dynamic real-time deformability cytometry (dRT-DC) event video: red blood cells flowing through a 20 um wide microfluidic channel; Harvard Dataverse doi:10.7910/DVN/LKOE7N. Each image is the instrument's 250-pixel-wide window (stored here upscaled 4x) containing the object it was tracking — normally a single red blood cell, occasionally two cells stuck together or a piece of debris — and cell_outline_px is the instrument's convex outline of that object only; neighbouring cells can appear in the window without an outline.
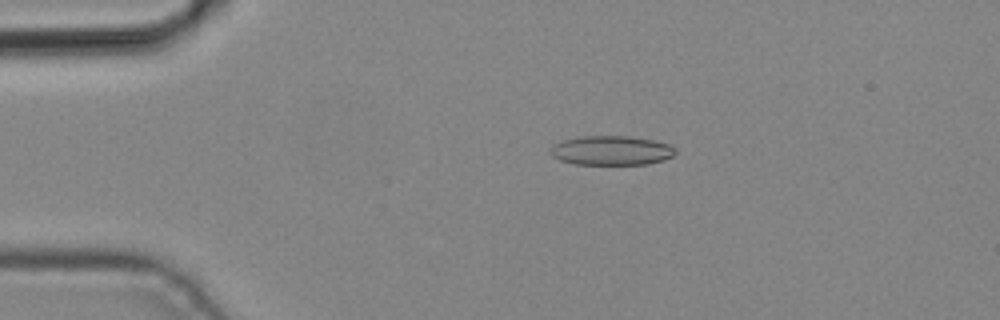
{"species": "common noctule bat (a hibernating species)", "species_latin": "Nyctalus noctula", "temperature_condition": "cold", "stored_images_in_passage": 4, "camera_frame_rate_fps": 3000, "um_per_image_px": 0.085, "animal": {"sex": "male", "body_mass_g": 19.2, "forearm_length_mm": 51.8}, "frame": {"image": 1, "passage_image": 3, "time_ms": 0.667, "image_size_px": [1000, 320], "cell_outline_px": [[676, 152], [672, 156], [664, 160], [648, 164], [572, 164], [560, 160], [552, 156], [548, 152], [552, 144], [564, 140], [580, 136], [628, 136], [652, 140], [668, 144], [676, 148]], "centroid_in_image_um": [51.93, 12.79], "position_along_channel_um": 33.1, "area_um2": 21.5}}